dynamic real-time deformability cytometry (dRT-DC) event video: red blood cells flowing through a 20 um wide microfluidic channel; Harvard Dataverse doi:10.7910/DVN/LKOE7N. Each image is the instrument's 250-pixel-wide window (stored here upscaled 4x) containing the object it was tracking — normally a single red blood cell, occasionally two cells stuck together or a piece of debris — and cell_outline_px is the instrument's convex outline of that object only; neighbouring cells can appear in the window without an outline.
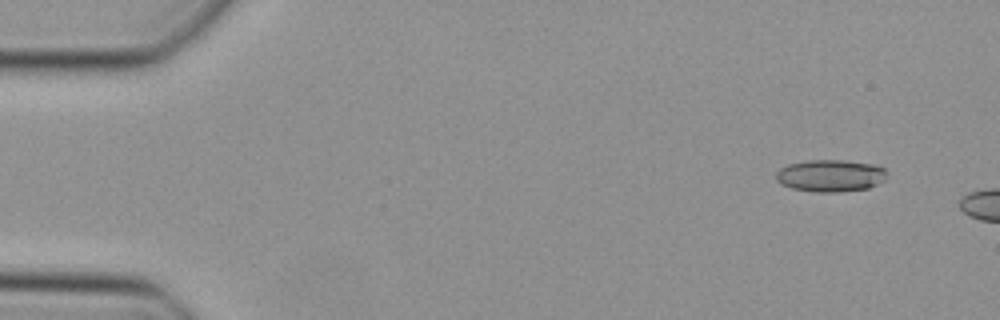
{"species": "Egyptian fruit bat (a non-hibernating species)", "species_latin": "Rousettus aegyptiacus", "temperature_condition": "cold", "stored_images_in_passage": 12, "camera_frame_rate_fps": 3000, "um_per_image_px": 0.085, "animal": {"sex": "female"}, "frame": {"image": 1, "passage_image": 1, "time_ms": 0.0, "image_size_px": [1000, 320], "cell_outline_px": [[888, 172], [884, 180], [868, 188], [840, 192], [816, 192], [792, 188], [780, 184], [776, 180], [776, 172], [780, 168], [788, 164], [808, 160], [844, 160], [876, 164], [884, 168]], "centroid_in_image_um": [70.59, 14.92], "position_along_channel_um": 14.4, "area_um2": 20.92}}
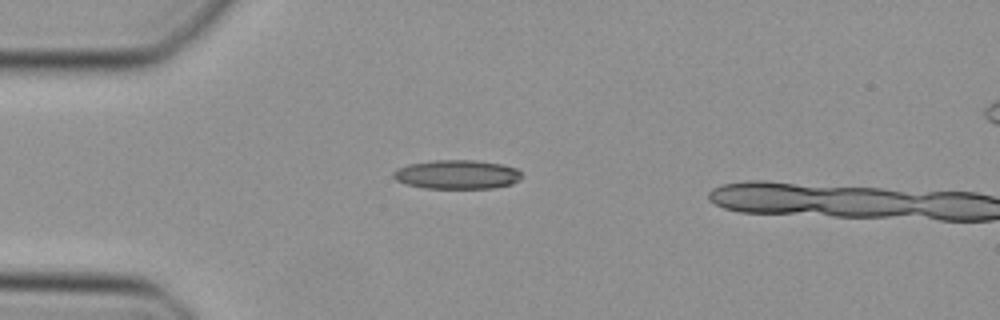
{"frame": {"image": 2, "passage_image": 10, "time_ms": 3.0, "image_size_px": [1000, 320], "cell_outline_px": [[524, 176], [520, 180], [512, 184], [492, 188], [424, 188], [404, 184], [396, 180], [392, 176], [392, 172], [396, 168], [408, 164], [432, 160], [476, 160], [504, 164], [516, 168]], "centroid_in_image_um": [38.84, 14.82], "position_along_channel_um": 46.2, "area_um2": 22.08}}